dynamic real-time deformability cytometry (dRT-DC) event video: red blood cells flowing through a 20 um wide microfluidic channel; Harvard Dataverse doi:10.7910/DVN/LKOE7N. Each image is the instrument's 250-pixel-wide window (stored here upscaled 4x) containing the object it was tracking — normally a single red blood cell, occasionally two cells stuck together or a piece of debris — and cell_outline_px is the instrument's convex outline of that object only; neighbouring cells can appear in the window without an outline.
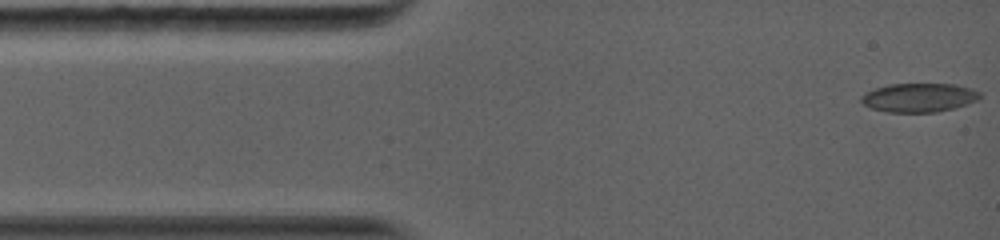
{"species": "common noctule bat (a hibernating species)", "species_latin": "Nyctalus noctula", "temperature_condition": "warm", "stored_images_in_passage": 11, "camera_frame_rate_fps": 5000, "um_per_image_px": 0.085, "animal": {"sex": "female", "body_mass_g": 19.0, "forearm_length_mm": 56.7}, "frame": {"image": 1, "passage_image": 1, "time_ms": 0.0, "image_size_px": [1000, 240], "cell_outline_px": [[980, 96], [976, 100], [952, 108], [936, 112], [888, 112], [872, 108], [864, 104], [860, 100], [860, 96], [864, 92], [888, 84], [956, 84], [980, 92]], "centroid_in_image_um": [78.05, 8.29], "position_along_channel_um": 6.9, "area_um2": 19.71}}
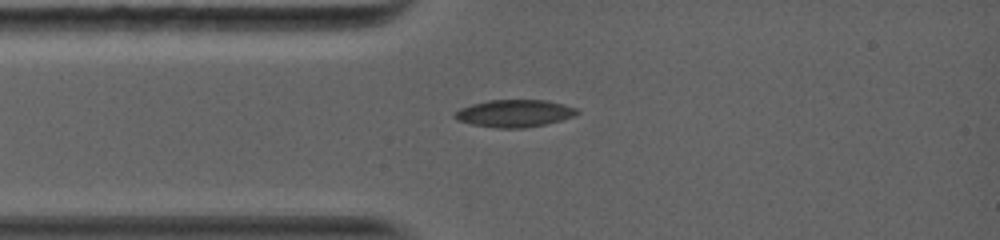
{"frame": {"image": 2, "passage_image": 8, "time_ms": 2.6, "image_size_px": [1000, 240], "cell_outline_px": [[580, 112], [572, 116], [560, 120], [544, 124], [524, 128], [496, 128], [472, 124], [456, 120], [452, 116], [460, 108], [472, 104], [488, 100], [548, 100], [564, 104], [576, 108]], "centroid_in_image_um": [43.7, 9.63], "position_along_channel_um": 41.3, "area_um2": 19.42}}
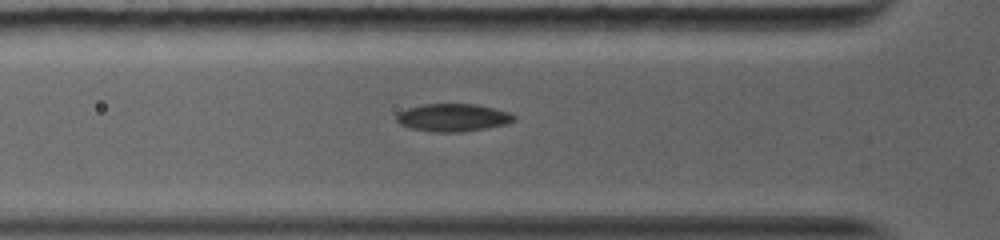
{"frame": {"image": 3, "passage_image": 11, "time_ms": 3.8, "image_size_px": [1000, 240], "cell_outline_px": [[516, 120], [508, 124], [488, 128], [464, 132], [432, 132], [412, 128], [400, 124], [396, 120], [396, 116], [400, 112], [408, 108], [424, 104], [476, 104], [496, 108], [508, 112], [516, 116]], "centroid_in_image_um": [38.56, 10.0], "position_along_channel_um": 87.2, "area_um2": 19.13}}